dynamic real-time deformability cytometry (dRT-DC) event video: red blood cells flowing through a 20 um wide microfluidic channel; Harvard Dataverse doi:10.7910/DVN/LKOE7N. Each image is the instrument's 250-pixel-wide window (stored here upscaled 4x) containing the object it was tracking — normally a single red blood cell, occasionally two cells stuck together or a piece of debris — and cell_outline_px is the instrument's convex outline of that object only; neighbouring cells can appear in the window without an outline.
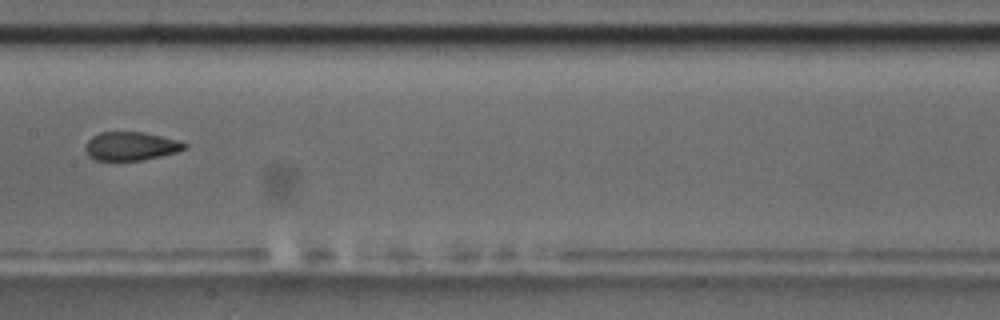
{"species": "common noctule bat (a hibernating species)", "species_latin": "Nyctalus noctula", "temperature_condition": "room temperature", "stored_images_in_passage": 9, "camera_frame_rate_fps": 3000, "um_per_image_px": 0.085, "animal": {"sex": "male", "body_mass_g": 17.5, "forearm_length_mm": 52.3}, "frame": {"image": 1, "passage_image": 4, "time_ms": 3.667, "image_size_px": [1000, 320], "cell_outline_px": [[188, 148], [176, 152], [144, 160], [96, 160], [88, 156], [84, 148], [84, 144], [92, 136], [100, 132], [144, 132], [180, 140], [188, 144]], "centroid_in_image_um": [11.13, 12.41], "position_along_channel_um": 196.3, "area_um2": 16.7}}